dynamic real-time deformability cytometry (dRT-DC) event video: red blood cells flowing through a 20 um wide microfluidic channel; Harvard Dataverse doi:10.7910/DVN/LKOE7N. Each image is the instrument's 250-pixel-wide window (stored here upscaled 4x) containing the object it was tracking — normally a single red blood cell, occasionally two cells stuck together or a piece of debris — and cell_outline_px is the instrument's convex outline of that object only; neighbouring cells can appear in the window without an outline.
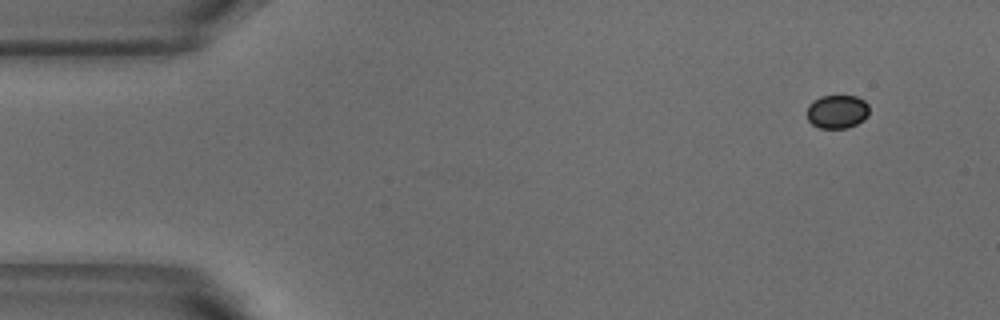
{"species": "common noctule bat (a hibernating species)", "species_latin": "Nyctalus noctula", "temperature_condition": "warm", "stored_images_in_passage": 6, "segment_of_instrument_passage": [2, 2], "camera_frame_rate_fps": 3000, "um_per_image_px": 0.085, "animal": {"sex": "male", "body_mass_g": 18.8}, "frame": {"image": 1, "passage_image": 6, "time_ms": 1.667, "image_size_px": [1000, 320], "cell_outline_px": [[868, 116], [864, 120], [848, 128], [820, 128], [812, 124], [808, 120], [808, 104], [820, 96], [856, 96], [864, 100], [868, 104]], "centroid_in_image_um": [71.17, 9.49], "position_along_channel_um": 13.8, "area_um2": 12.2}}